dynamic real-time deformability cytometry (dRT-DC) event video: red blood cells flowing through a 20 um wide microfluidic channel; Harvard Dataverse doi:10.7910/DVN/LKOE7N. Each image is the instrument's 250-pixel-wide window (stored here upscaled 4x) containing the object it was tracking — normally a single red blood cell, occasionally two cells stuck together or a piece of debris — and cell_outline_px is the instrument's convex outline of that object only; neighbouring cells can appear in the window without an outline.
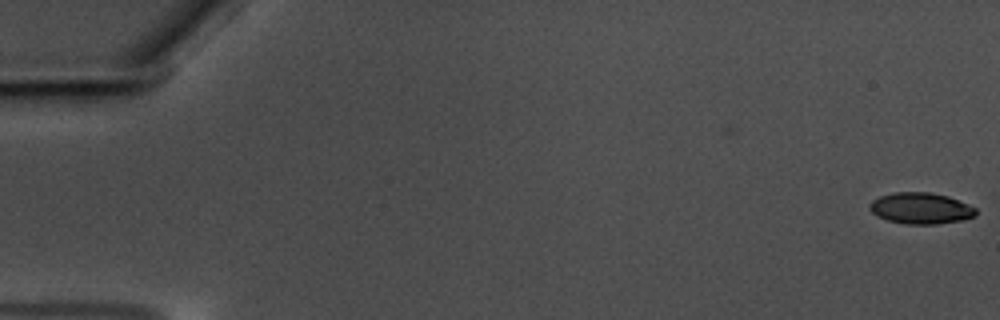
{"species": "common noctule bat (a hibernating species)", "species_latin": "Nyctalus noctula", "temperature_condition": "warm", "stored_images_in_passage": 13, "camera_frame_rate_fps": 3000, "um_per_image_px": 0.085, "animal": {"sex": "male", "body_mass_g": 17.5, "forearm_length_mm": 52.3}, "frame": {"image": 1, "passage_image": 1, "time_ms": 0.0, "image_size_px": [1000, 320], "cell_outline_px": [[976, 216], [960, 220], [936, 224], [908, 224], [888, 220], [876, 216], [868, 208], [868, 204], [872, 200], [880, 196], [892, 192], [928, 192], [948, 196], [968, 204], [976, 208]], "centroid_in_image_um": [78.23, 17.69], "position_along_channel_um": 6.8, "area_um2": 19.36}}